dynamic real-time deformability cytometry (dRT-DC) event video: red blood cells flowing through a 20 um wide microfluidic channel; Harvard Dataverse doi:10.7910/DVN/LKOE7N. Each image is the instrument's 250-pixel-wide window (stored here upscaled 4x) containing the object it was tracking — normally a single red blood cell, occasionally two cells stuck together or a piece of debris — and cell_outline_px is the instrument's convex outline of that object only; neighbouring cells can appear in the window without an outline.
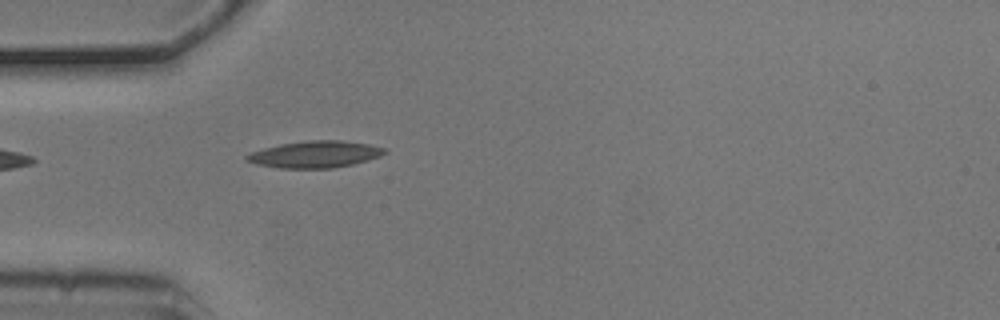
{"species": "common noctule bat (a hibernating species)", "species_latin": "Nyctalus noctula", "temperature_condition": "cold", "stored_images_in_passage": 2, "camera_frame_rate_fps": 3000, "um_per_image_px": 0.085, "animal": {"sex": "male", "body_mass_g": 20.5, "forearm_length_mm": 52.5}, "frame": {"image": 1, "passage_image": 2, "time_ms": 0.333, "image_size_px": [1000, 320], "cell_outline_px": [[388, 152], [380, 156], [368, 160], [352, 164], [332, 168], [280, 168], [256, 164], [244, 160], [244, 156], [252, 152], [264, 148], [280, 144], [308, 140], [340, 140], [368, 144], [388, 148]], "centroid_in_image_um": [26.79, 13.11], "position_along_channel_um": 58.2, "area_um2": 21.56}}